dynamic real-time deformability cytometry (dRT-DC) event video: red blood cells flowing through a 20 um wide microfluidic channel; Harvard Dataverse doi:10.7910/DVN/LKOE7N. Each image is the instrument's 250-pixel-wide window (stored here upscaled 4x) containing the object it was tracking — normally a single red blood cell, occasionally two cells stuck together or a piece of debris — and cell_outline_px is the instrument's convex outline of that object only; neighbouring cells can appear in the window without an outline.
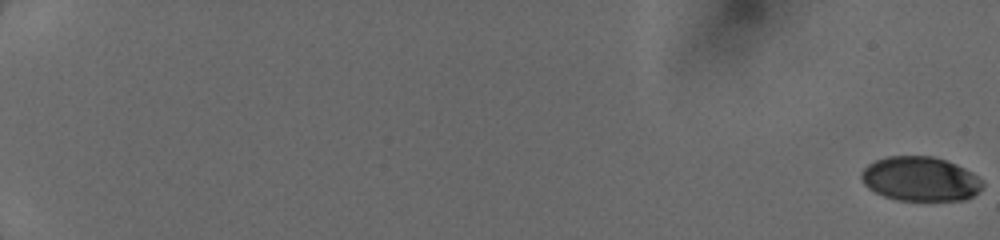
{"species": "human", "species_latin": "Homo sapiens", "temperature_condition": "cold", "stored_images_in_passage": 36, "camera_frame_rate_fps": 3000, "um_per_image_px": 0.085, "donor": {"sex": "female"}, "frame": {"image": 1, "passage_image": 1, "time_ms": 0.0, "image_size_px": [1000, 240], "cell_outline_px": [[984, 184], [980, 192], [964, 200], [896, 200], [884, 196], [868, 188], [864, 184], [860, 176], [860, 172], [868, 164], [876, 160], [888, 156], [932, 156], [956, 164], [972, 172], [984, 180]], "centroid_in_image_um": [78.24, 15.21], "position_along_channel_um": 6.8, "area_um2": 31.5}}
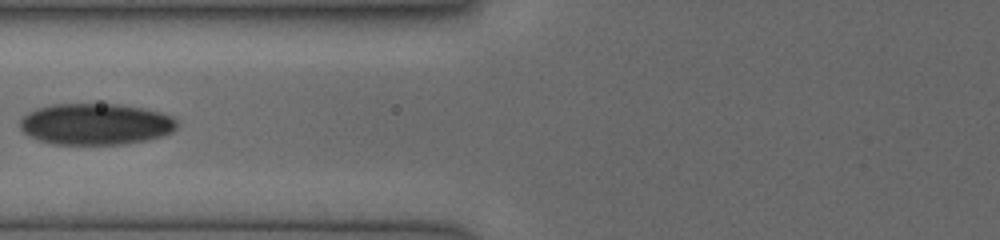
{"frame": {"image": 2, "passage_image": 31, "time_ms": 8.333, "image_size_px": [1000, 240], "cell_outline_px": [[180, 124], [172, 132], [164, 136], [148, 140], [124, 144], [52, 144], [28, 136], [20, 128], [20, 120], [28, 112], [36, 108], [52, 104], [120, 104], [144, 108], [160, 112], [172, 116]], "centroid_in_image_um": [8.16, 10.55], "position_along_channel_um": 117.6, "area_um2": 38.21}}
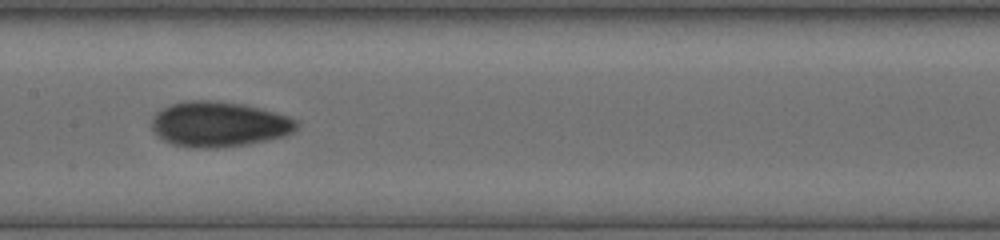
{"frame": {"image": 3, "passage_image": 35, "time_ms": 10.0, "image_size_px": [1000, 240], "cell_outline_px": [[300, 124], [292, 132], [284, 136], [248, 144], [216, 148], [188, 148], [172, 144], [156, 136], [152, 132], [152, 116], [156, 112], [172, 104], [188, 100], [216, 100], [244, 104], [276, 112], [300, 120]], "centroid_in_image_um": [18.61, 10.56], "position_along_channel_um": 188.8, "area_um2": 38.67}}